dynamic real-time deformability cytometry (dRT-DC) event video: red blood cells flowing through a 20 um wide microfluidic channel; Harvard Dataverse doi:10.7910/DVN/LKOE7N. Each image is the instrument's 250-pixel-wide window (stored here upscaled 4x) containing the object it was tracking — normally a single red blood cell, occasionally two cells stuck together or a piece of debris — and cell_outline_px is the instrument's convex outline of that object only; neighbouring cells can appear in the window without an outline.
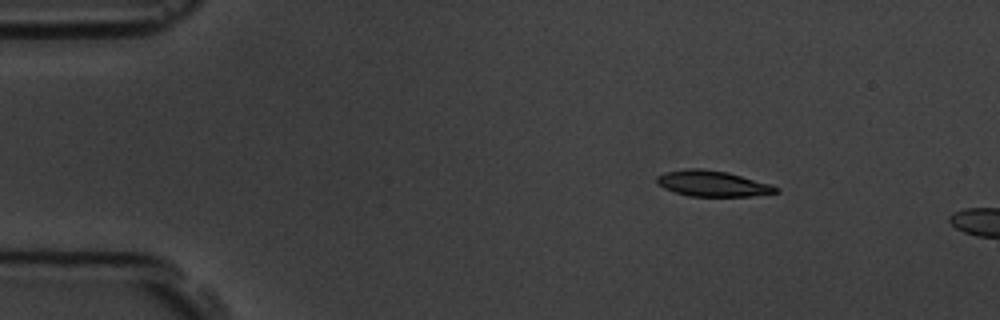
{"species": "common noctule bat (a hibernating species)", "species_latin": "Nyctalus noctula", "temperature_condition": "room temperature", "stored_images_in_passage": 4, "camera_frame_rate_fps": 3000, "um_per_image_px": 0.085, "animal": {"sex": "male", "body_mass_g": 19.5, "forearm_length_mm": 54.6}, "frame": {"image": 1, "passage_image": 2, "time_ms": 1.333, "image_size_px": [1000, 320], "cell_outline_px": [[780, 192], [748, 196], [688, 196], [664, 188], [656, 184], [656, 176], [664, 172], [688, 168], [700, 168], [728, 172], [772, 184], [780, 188]], "centroid_in_image_um": [60.57, 15.59], "position_along_channel_um": 24.4, "area_um2": 18.03}}